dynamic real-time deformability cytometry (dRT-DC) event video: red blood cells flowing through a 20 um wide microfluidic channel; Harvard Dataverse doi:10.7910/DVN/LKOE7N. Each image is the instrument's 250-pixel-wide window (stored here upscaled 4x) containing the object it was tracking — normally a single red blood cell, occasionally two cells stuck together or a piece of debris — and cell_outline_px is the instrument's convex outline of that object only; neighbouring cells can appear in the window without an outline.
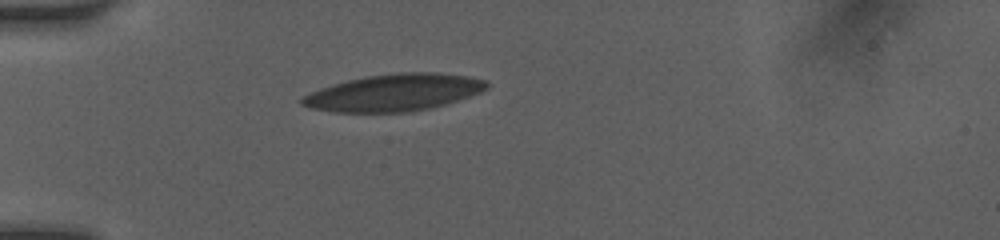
{"species": "human", "species_latin": "Homo sapiens", "temperature_condition": "room temperature", "stored_images_in_passage": 37, "camera_frame_rate_fps": 3000, "um_per_image_px": 0.085, "donor": {"sex": "female"}, "frame": {"image": 1, "passage_image": 1, "time_ms": 0.0, "image_size_px": [1000, 240], "cell_outline_px": [[488, 88], [480, 92], [444, 104], [428, 108], [404, 112], [336, 112], [308, 108], [300, 104], [300, 100], [304, 96], [320, 88], [332, 84], [364, 76], [396, 72], [436, 72], [468, 76], [488, 80]], "centroid_in_image_um": [33.47, 7.85], "position_along_channel_um": 51.5, "area_um2": 39.71}}
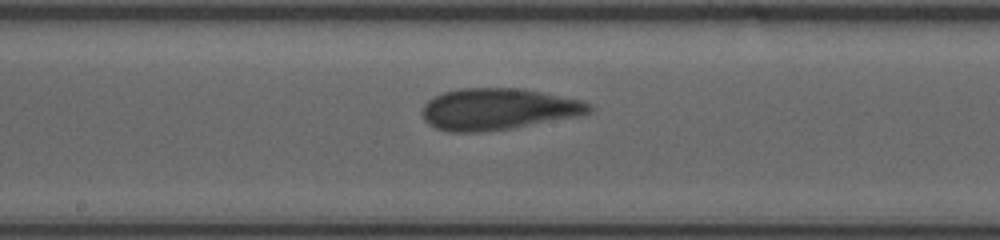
{"frame": {"image": 2, "passage_image": 14, "time_ms": 4.333, "image_size_px": [1000, 240], "cell_outline_px": [[592, 108], [588, 112], [580, 116], [512, 128], [476, 132], [452, 132], [436, 128], [428, 124], [424, 120], [420, 112], [424, 104], [428, 100], [444, 92], [460, 88], [520, 88], [580, 100], [592, 104]], "centroid_in_image_um": [42.3, 9.28], "position_along_channel_um": 205.9, "area_um2": 40.29}}
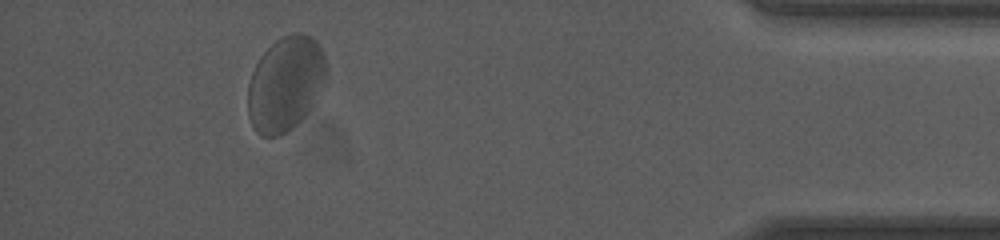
{"frame": {"image": 3, "passage_image": 33, "time_ms": 10.667, "image_size_px": [1000, 240], "cell_outline_px": [[328, 76], [304, 116], [292, 128], [280, 136], [260, 136], [252, 128], [248, 116], [248, 84], [252, 72], [260, 56], [280, 36], [292, 32], [300, 32], [312, 36], [316, 40], [324, 52], [328, 68]], "centroid_in_image_um": [24.26, 7.09], "position_along_channel_um": 410.9, "area_um2": 43.64}, "authors_computed_cell_mechanics": {"area_um2": 40.2866, "velocity_mm_per_s": 3.9994, "shape_relaxation_time_tau1_ms": 3.4052, "shape_relaxation_time_tau2_ms": 1.3312, "deformation_change_tau1": 0.0771, "deformation_change_tau2": 0.0815}}